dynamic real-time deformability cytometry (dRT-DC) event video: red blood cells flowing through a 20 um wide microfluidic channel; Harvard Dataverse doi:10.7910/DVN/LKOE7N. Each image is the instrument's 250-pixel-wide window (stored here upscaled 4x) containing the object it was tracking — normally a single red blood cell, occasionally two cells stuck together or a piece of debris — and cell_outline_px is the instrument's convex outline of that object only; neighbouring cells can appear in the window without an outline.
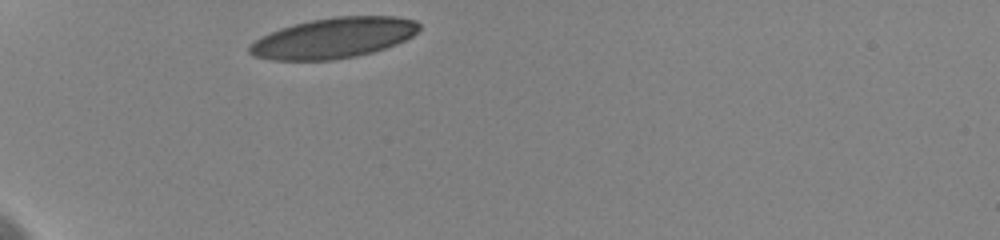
{"species": "human", "species_latin": "Homo sapiens", "temperature_condition": "cold", "stored_images_in_passage": 32, "camera_frame_rate_fps": 3000, "um_per_image_px": 0.085, "donor": {"sex": "female"}, "frame": {"image": 1, "passage_image": 1, "time_ms": 0.0, "image_size_px": [1000, 240], "cell_outline_px": [[420, 28], [412, 36], [396, 44], [372, 52], [356, 56], [332, 60], [268, 60], [252, 56], [248, 52], [248, 44], [260, 36], [280, 28], [292, 24], [312, 20], [336, 16], [396, 16], [416, 20], [420, 24]], "centroid_in_image_um": [28.3, 3.23], "position_along_channel_um": 56.7, "area_um2": 40.29}}
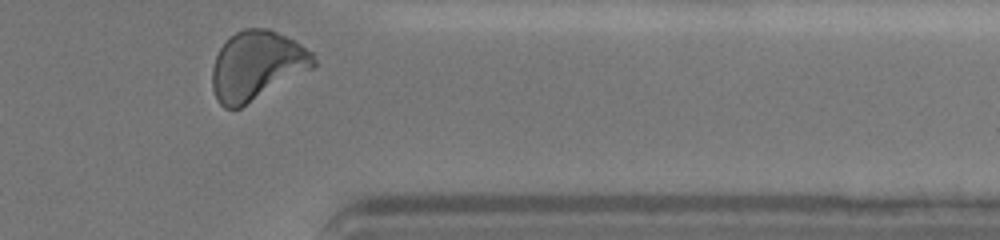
{"frame": {"image": 2, "passage_image": 32, "time_ms": 10.0, "image_size_px": [1000, 240], "cell_outline_px": [[316, 64], [312, 68], [240, 108], [224, 108], [216, 100], [212, 88], [212, 68], [216, 56], [220, 48], [236, 32], [244, 28], [268, 28], [296, 40], [312, 52], [316, 60]], "centroid_in_image_um": [21.82, 5.57], "position_along_channel_um": 389.6, "area_um2": 40.58}, "authors_computed_cell_mechanics": {"area_um2": 40.0554, "velocity_mm_per_s": 3.6044, "shape_relaxation_time_tau1_ms": 3.9913, "shape_relaxation_time_tau2_ms": 0.9682, "deformation_change_tau1": 0.1412, "deformation_change_tau2": 0.0578}}